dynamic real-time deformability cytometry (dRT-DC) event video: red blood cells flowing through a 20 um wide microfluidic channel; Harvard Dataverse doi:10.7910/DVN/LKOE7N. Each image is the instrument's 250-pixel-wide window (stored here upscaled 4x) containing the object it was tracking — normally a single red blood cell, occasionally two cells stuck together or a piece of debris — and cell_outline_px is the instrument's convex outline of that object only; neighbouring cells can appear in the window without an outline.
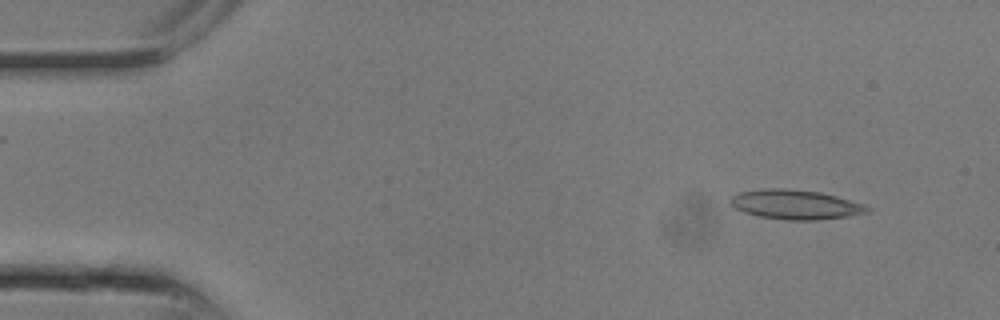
{"species": "common noctule bat (a hibernating species)", "species_latin": "Nyctalus noctula", "temperature_condition": "room temperature", "stored_images_in_passage": 7, "camera_frame_rate_fps": 3000, "um_per_image_px": 0.085, "animal": {"sex": "male", "body_mass_g": 13.3}, "frame": {"image": 1, "passage_image": 1, "time_ms": 0.0, "image_size_px": [1000, 320], "cell_outline_px": [[872, 212], [848, 216], [816, 220], [784, 220], [760, 216], [744, 212], [736, 208], [728, 200], [732, 196], [740, 192], [764, 188], [784, 188], [820, 192], [836, 196], [864, 204], [872, 208]], "centroid_in_image_um": [67.65, 17.39], "position_along_channel_um": 17.4, "area_um2": 23.58}}
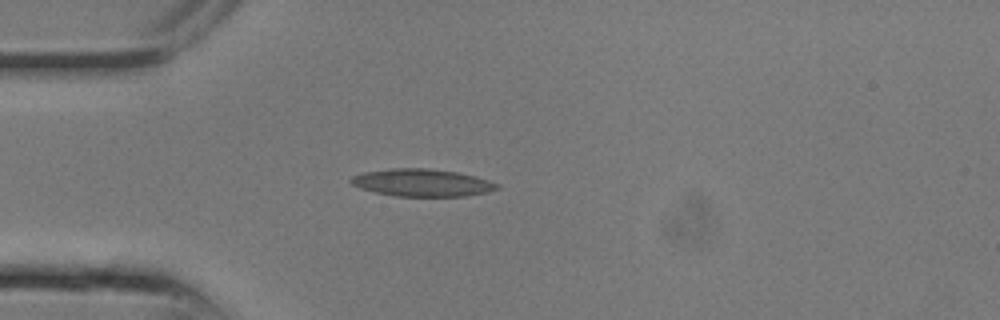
{"frame": {"image": 2, "passage_image": 5, "time_ms": 1.333, "image_size_px": [1000, 320], "cell_outline_px": [[500, 188], [488, 192], [468, 196], [392, 196], [360, 188], [352, 184], [348, 180], [352, 176], [364, 172], [392, 168], [428, 168], [456, 172], [476, 176], [500, 184]], "centroid_in_image_um": [35.89, 15.53], "position_along_channel_um": 49.1, "area_um2": 23.47}}
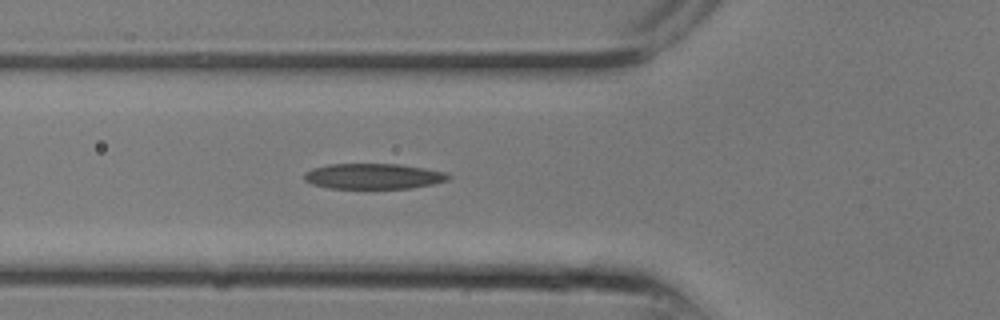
{"frame": {"image": 3, "passage_image": 7, "time_ms": 2.0, "image_size_px": [1000, 320], "cell_outline_px": [[452, 176], [448, 180], [432, 184], [412, 188], [328, 188], [312, 184], [304, 180], [304, 172], [312, 168], [328, 164], [400, 164], [448, 172]], "centroid_in_image_um": [31.75, 14.97], "position_along_channel_um": 94.1, "area_um2": 21.56}}